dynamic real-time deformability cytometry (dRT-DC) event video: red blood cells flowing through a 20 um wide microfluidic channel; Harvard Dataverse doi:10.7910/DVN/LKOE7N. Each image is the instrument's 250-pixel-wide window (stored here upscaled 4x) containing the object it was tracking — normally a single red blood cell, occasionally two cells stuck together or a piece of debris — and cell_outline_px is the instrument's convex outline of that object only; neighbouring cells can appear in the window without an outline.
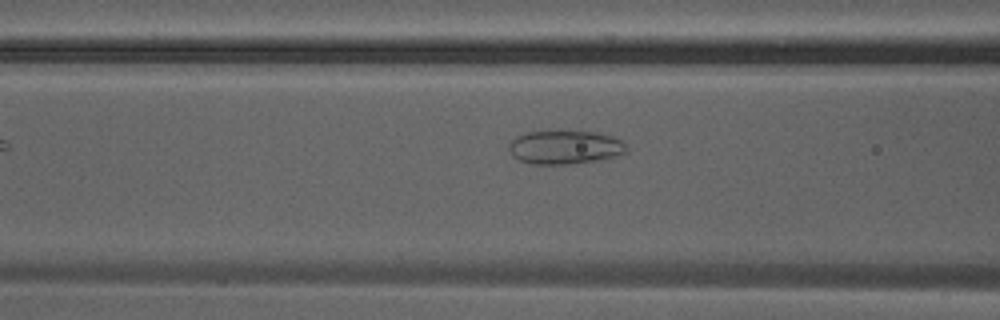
{"species": "Egyptian fruit bat (a non-hibernating species)", "species_latin": "Rousettus aegyptiacus", "temperature_condition": "warm", "stored_images_in_passage": 6, "camera_frame_rate_fps": 3000, "um_per_image_px": 0.085, "animal": {"sex": "male"}, "frame": {"image": 1, "passage_image": 4, "time_ms": 1.0, "image_size_px": [1000, 320], "cell_outline_px": [[628, 152], [608, 160], [568, 164], [532, 164], [520, 160], [512, 156], [508, 148], [508, 144], [516, 136], [528, 132], [548, 128], [600, 132], [624, 140], [628, 148]], "centroid_in_image_um": [48.08, 12.48], "position_along_channel_um": 118.5, "area_um2": 24.51}}